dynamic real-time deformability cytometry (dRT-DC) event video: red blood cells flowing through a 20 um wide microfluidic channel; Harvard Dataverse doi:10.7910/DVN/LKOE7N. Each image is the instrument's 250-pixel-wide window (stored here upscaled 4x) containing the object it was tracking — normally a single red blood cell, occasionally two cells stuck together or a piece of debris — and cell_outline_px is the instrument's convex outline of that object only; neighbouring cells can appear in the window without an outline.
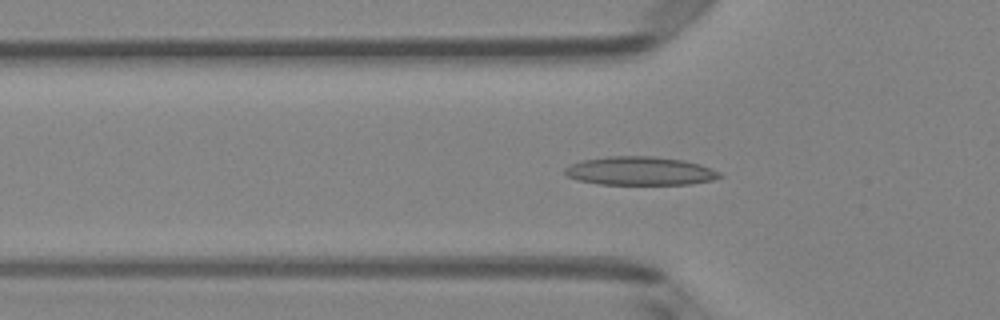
{"species": "Egyptian fruit bat (a non-hibernating species)", "species_latin": "Rousettus aegyptiacus", "temperature_condition": "room temperature", "stored_images_in_passage": 46, "camera_frame_rate_fps": 3000, "um_per_image_px": 0.085, "animal": {"sex": "female"}, "frame": {"image": 1, "passage_image": 16, "time_ms": 5.0, "image_size_px": [1000, 320], "cell_outline_px": [[724, 176], [712, 180], [692, 184], [600, 184], [576, 180], [568, 176], [564, 172], [564, 168], [580, 160], [608, 156], [652, 156], [684, 160], [700, 164], [712, 168], [720, 172]], "centroid_in_image_um": [54.42, 14.53], "position_along_channel_um": 71.4, "area_um2": 25.89}}
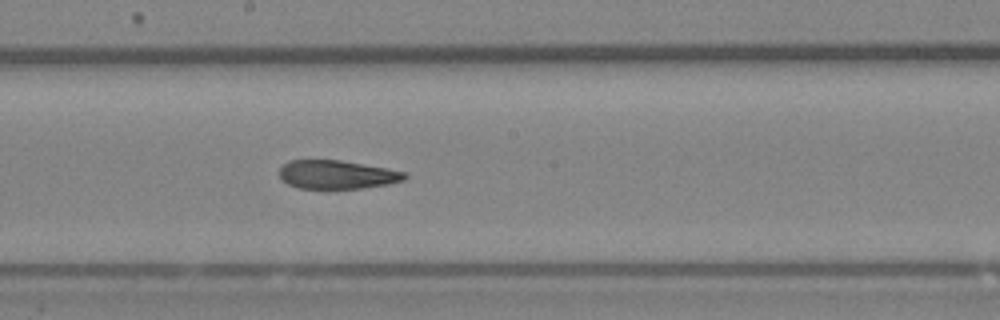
{"frame": {"image": 2, "passage_image": 27, "time_ms": 8.667, "image_size_px": [1000, 320], "cell_outline_px": [[408, 176], [404, 180], [388, 184], [360, 188], [296, 188], [280, 180], [280, 168], [288, 160], [340, 160], [388, 168], [408, 172]], "centroid_in_image_um": [28.65, 14.83], "position_along_channel_um": 219.5, "area_um2": 20.98}}
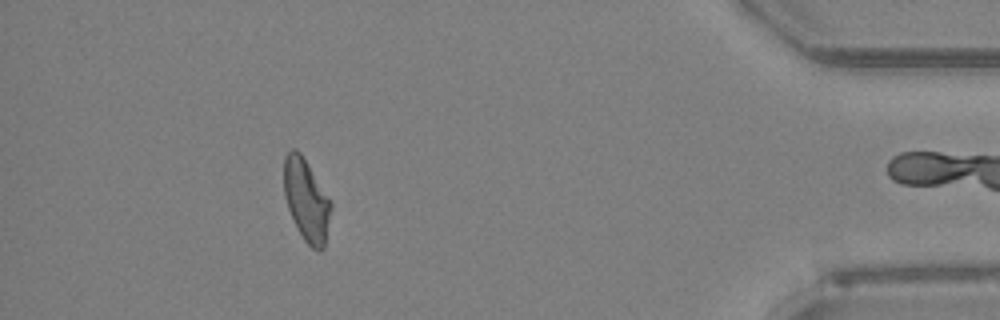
{"frame": {"image": 3, "passage_image": 45, "time_ms": 14.667, "image_size_px": [1000, 320], "cell_outline_px": [[332, 208], [324, 248], [320, 252], [312, 248], [304, 240], [288, 208], [284, 196], [284, 156], [292, 148], [296, 148], [300, 152], [332, 200]], "centroid_in_image_um": [26.06, 17.0], "position_along_channel_um": 409.1, "area_um2": 22.6}, "authors_computed_cell_mechanics": {"area_um2": 23.4668, "velocity_mm_per_s": 4.0538, "shape_relaxation_time_tau1_ms": 10.0548, "shape_relaxation_time_tau2_ms": 3.1053, "deformation_change_tau1": 0.2303, "deformation_change_tau2": 0.1119}}